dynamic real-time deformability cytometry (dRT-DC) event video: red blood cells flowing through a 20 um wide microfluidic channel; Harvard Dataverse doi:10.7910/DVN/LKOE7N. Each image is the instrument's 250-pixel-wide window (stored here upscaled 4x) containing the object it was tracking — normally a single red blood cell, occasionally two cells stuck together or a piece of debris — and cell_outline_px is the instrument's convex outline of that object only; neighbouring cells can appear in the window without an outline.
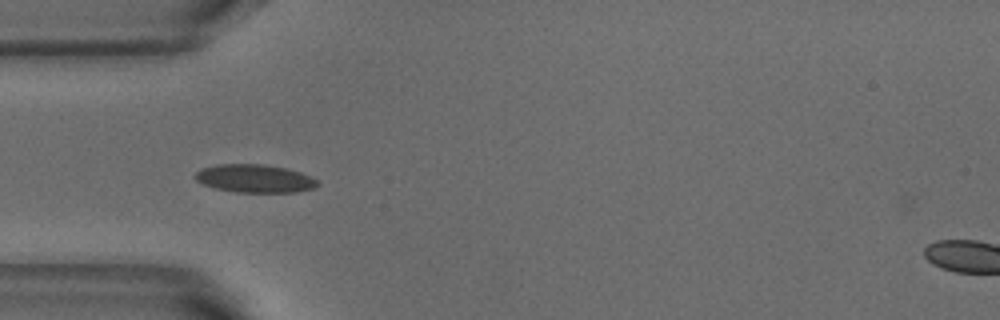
{"species": "common noctule bat (a hibernating species)", "species_latin": "Nyctalus noctula", "temperature_condition": "warm", "stored_images_in_passage": 4, "camera_frame_rate_fps": 3000, "um_per_image_px": 0.085, "animal": {"sex": "male", "body_mass_g": 18.8}, "frame": {"image": 1, "passage_image": 4, "time_ms": 1.0, "image_size_px": [1000, 320], "cell_outline_px": [[320, 184], [316, 188], [296, 192], [236, 192], [216, 188], [204, 184], [196, 180], [192, 176], [200, 168], [216, 164], [264, 164], [284, 168], [300, 172], [320, 180]], "centroid_in_image_um": [21.67, 15.17], "position_along_channel_um": 63.3, "area_um2": 20.23}}